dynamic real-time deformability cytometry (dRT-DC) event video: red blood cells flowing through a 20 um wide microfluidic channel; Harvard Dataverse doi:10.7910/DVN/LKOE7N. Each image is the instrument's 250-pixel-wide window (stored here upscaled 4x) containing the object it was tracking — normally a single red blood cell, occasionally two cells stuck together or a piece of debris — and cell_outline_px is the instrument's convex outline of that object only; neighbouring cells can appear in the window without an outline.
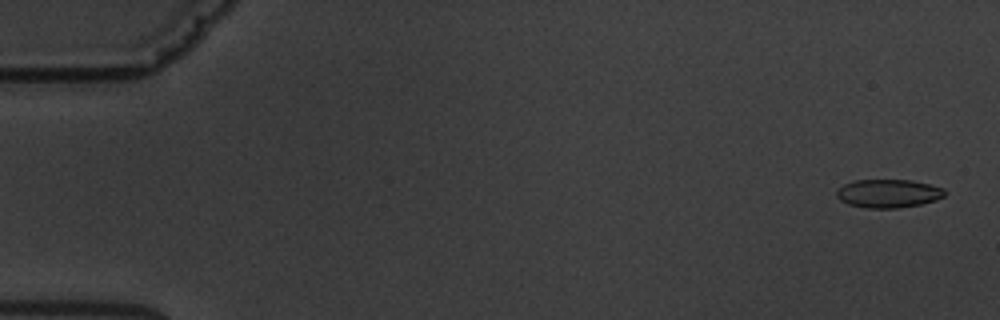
{"species": "common noctule bat (a hibernating species)", "species_latin": "Nyctalus noctula", "temperature_condition": "warm", "stored_images_in_passage": 6, "camera_frame_rate_fps": 3000, "um_per_image_px": 0.085, "animal": {"sex": "male", "body_mass_g": 19.5, "forearm_length_mm": 54.6}, "frame": {"image": 1, "passage_image": 1, "time_ms": 0.0, "image_size_px": [1000, 320], "cell_outline_px": [[948, 192], [944, 196], [936, 200], [920, 204], [896, 208], [864, 208], [848, 204], [840, 200], [836, 196], [836, 192], [844, 184], [856, 180], [912, 180], [944, 188]], "centroid_in_image_um": [75.52, 16.45], "position_along_channel_um": 9.5, "area_um2": 17.92}}
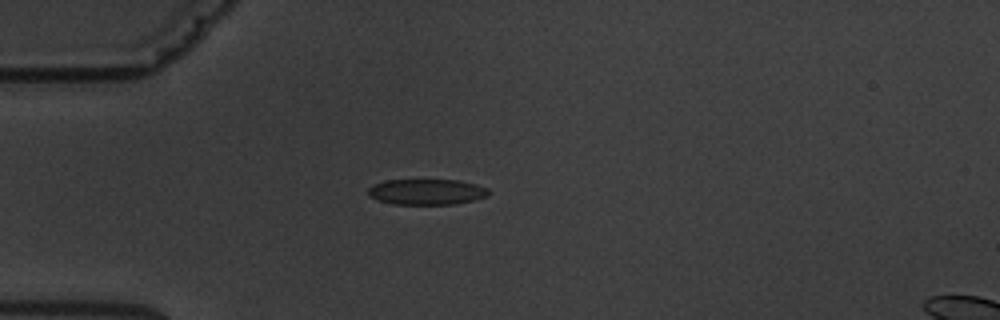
{"frame": {"image": 2, "passage_image": 5, "time_ms": 4.667, "image_size_px": [1000, 320], "cell_outline_px": [[492, 192], [488, 196], [476, 200], [456, 204], [392, 204], [376, 200], [368, 196], [368, 188], [372, 184], [384, 180], [460, 180], [476, 184], [488, 188]], "centroid_in_image_um": [36.28, 16.31], "position_along_channel_um": 48.7, "area_um2": 18.44}}